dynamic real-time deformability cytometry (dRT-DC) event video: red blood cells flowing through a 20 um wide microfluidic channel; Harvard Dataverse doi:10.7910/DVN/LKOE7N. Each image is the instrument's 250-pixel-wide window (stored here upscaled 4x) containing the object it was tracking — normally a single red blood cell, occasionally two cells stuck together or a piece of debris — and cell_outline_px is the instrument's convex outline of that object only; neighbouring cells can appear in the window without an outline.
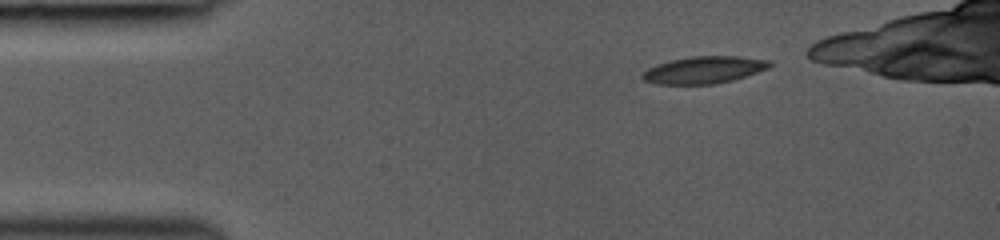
{"species": "common noctule bat (a hibernating species)", "species_latin": "Nyctalus noctula", "temperature_condition": "room temperature", "stored_images_in_passage": 21, "camera_frame_rate_fps": 3000, "um_per_image_px": 0.085, "animal": {"sex": "female", "body_mass_g": 19.0, "forearm_length_mm": 53.3}, "frame": {"image": 1, "passage_image": 1, "time_ms": 0.0, "image_size_px": [1000, 240], "cell_outline_px": [[772, 64], [768, 68], [732, 80], [716, 84], [656, 84], [644, 80], [640, 76], [640, 72], [656, 64], [688, 56], [736, 56], [768, 60]], "centroid_in_image_um": [59.77, 5.94], "position_along_channel_um": 25.2, "area_um2": 20.06}}
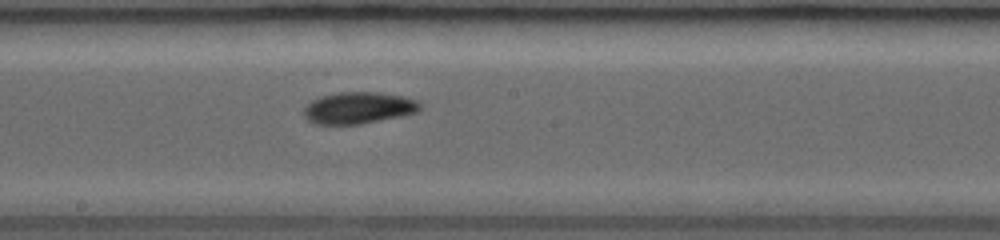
{"frame": {"image": 2, "passage_image": 11, "time_ms": 6.0, "image_size_px": [1000, 240], "cell_outline_px": [[424, 104], [416, 112], [404, 116], [360, 124], [316, 124], [308, 120], [304, 116], [304, 108], [312, 100], [320, 96], [340, 92], [376, 92], [404, 96], [416, 100]], "centroid_in_image_um": [30.5, 9.17], "position_along_channel_um": 217.7, "area_um2": 21.56}}
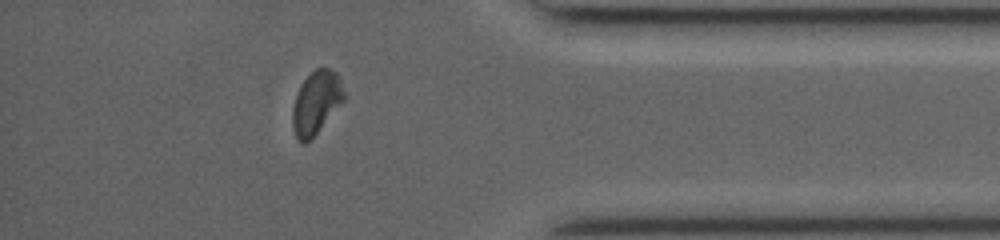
{"frame": {"image": 3, "passage_image": 20, "time_ms": 10.667, "image_size_px": [1000, 240], "cell_outline_px": [[348, 96], [316, 132], [304, 144], [300, 144], [296, 140], [292, 128], [292, 108], [300, 84], [316, 68], [332, 68], [340, 76]], "centroid_in_image_um": [26.89, 8.69], "position_along_channel_um": 408.3, "area_um2": 19.13}}